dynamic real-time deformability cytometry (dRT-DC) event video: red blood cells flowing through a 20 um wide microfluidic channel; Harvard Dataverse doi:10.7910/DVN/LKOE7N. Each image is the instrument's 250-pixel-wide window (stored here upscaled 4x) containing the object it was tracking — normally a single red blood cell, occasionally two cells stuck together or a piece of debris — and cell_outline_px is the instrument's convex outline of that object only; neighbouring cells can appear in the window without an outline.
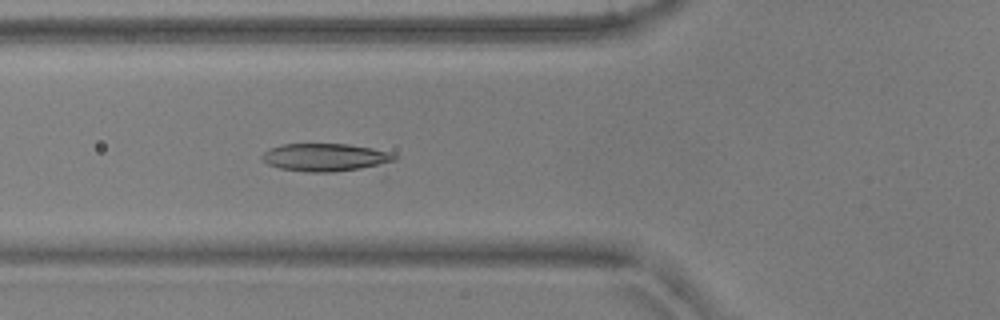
{"species": "common noctule bat (a hibernating species)", "species_latin": "Nyctalus noctula", "temperature_condition": "warm", "stored_images_in_passage": 4, "camera_frame_rate_fps": 3000, "um_per_image_px": 0.085, "animal": {"sex": "male", "body_mass_g": 17.9, "forearm_length_mm": 54.2}, "frame": {"image": 1, "passage_image": 4, "time_ms": 1.0, "image_size_px": [1000, 320], "cell_outline_px": [[400, 156], [396, 160], [384, 164], [360, 168], [332, 172], [308, 172], [280, 168], [268, 164], [260, 156], [268, 148], [284, 144], [348, 144], [372, 148], [388, 152]], "centroid_in_image_um": [27.65, 13.37], "position_along_channel_um": 98.1, "area_um2": 21.39}}